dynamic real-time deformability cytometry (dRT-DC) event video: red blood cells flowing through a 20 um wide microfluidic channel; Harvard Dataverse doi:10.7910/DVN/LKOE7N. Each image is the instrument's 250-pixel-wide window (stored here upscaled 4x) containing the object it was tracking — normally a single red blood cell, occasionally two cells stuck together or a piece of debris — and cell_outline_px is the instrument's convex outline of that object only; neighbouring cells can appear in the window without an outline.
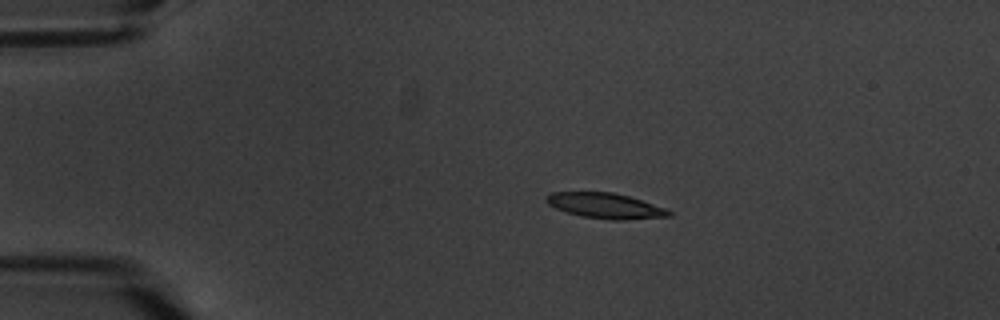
{"species": "common noctule bat (a hibernating species)", "species_latin": "Nyctalus noctula", "temperature_condition": "warm", "stored_images_in_passage": 6, "camera_frame_rate_fps": 3000, "um_per_image_px": 0.085, "animal": {"sex": "male", "body_mass_g": 20.1, "forearm_length_mm": 53.5}, "frame": {"image": 1, "passage_image": 3, "time_ms": 2.333, "image_size_px": [1000, 320], "cell_outline_px": [[672, 216], [624, 220], [612, 220], [584, 216], [564, 212], [548, 204], [544, 200], [552, 192], [612, 192], [628, 196], [664, 208], [672, 212]], "centroid_in_image_um": [51.44, 17.49], "position_along_channel_um": 33.6, "area_um2": 17.92}}
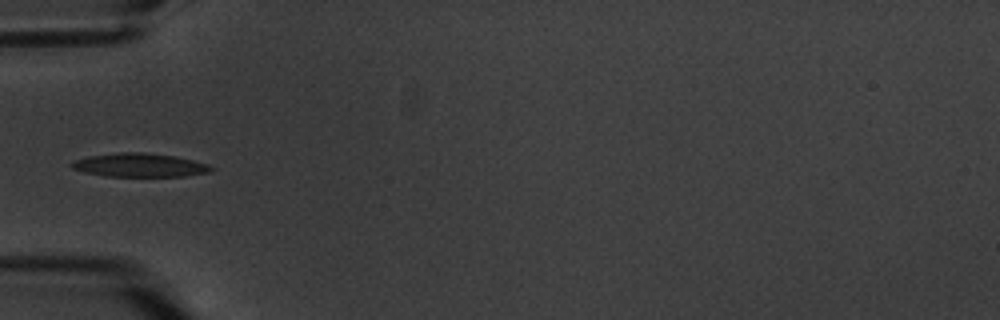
{"frame": {"image": 2, "passage_image": 5, "time_ms": 5.0, "image_size_px": [1000, 320], "cell_outline_px": [[216, 168], [212, 172], [184, 176], [104, 176], [84, 172], [72, 168], [68, 164], [72, 160], [88, 156], [120, 152], [144, 152], [176, 156], [208, 164]], "centroid_in_image_um": [11.86, 14.03], "position_along_channel_um": 73.1, "area_um2": 19.42}}